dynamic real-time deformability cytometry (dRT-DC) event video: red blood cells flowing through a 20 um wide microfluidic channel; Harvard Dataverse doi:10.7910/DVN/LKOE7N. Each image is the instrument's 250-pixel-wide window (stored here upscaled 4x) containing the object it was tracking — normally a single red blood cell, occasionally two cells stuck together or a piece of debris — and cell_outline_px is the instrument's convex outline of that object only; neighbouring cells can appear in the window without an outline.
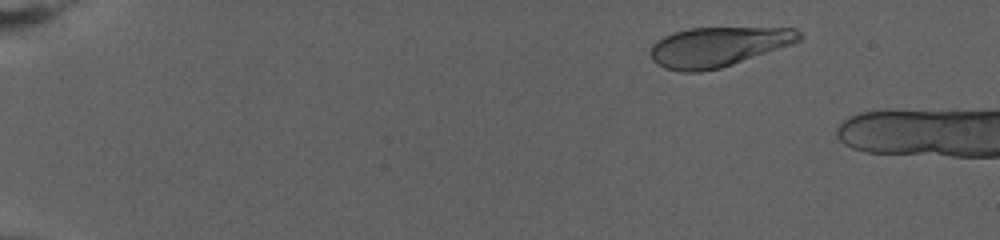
{"species": "human", "species_latin": "Homo sapiens", "temperature_condition": "warm", "stored_images_in_passage": 72, "camera_frame_rate_fps": 3000, "um_per_image_px": 0.085, "donor": {"sex": "female"}, "frame": {"image": 1, "passage_image": 9, "time_ms": 2.667, "image_size_px": [1000, 240], "cell_outline_px": [[804, 36], [800, 40], [792, 44], [720, 68], [700, 72], [684, 72], [664, 68], [656, 64], [652, 60], [652, 44], [656, 40], [672, 32], [688, 28], [796, 28]], "centroid_in_image_um": [61.02, 3.97], "position_along_channel_um": 24.0, "area_um2": 34.28}}
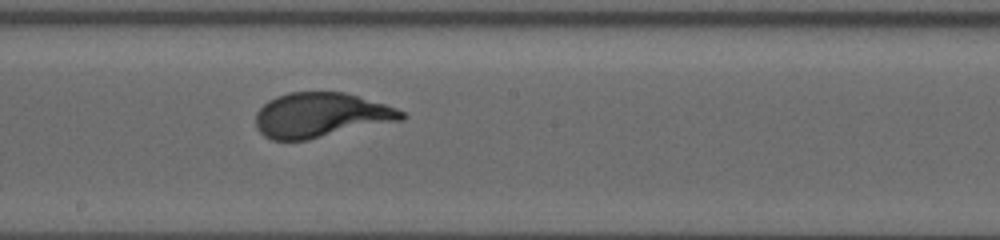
{"frame": {"image": 2, "passage_image": 45, "time_ms": 14.667, "image_size_px": [1000, 240], "cell_outline_px": [[408, 116], [404, 120], [308, 140], [272, 140], [264, 136], [256, 128], [256, 112], [268, 100], [276, 96], [288, 92], [344, 92], [384, 104], [396, 108], [404, 112]], "centroid_in_image_um": [27.28, 9.79], "position_along_channel_um": 220.9, "area_um2": 38.21}}
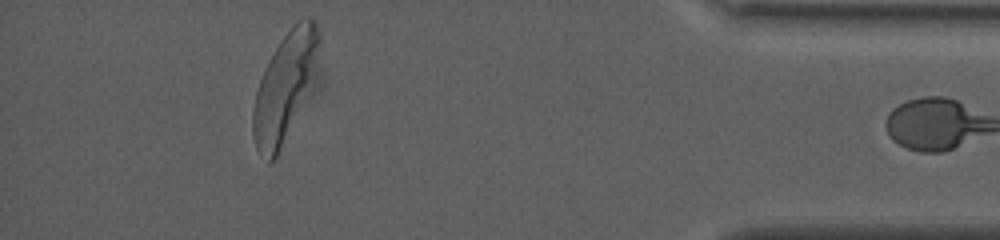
{"frame": {"image": 3, "passage_image": 71, "time_ms": 23.333, "image_size_px": [1000, 240], "cell_outline_px": [[320, 40], [304, 84], [276, 156], [268, 164], [256, 148], [252, 136], [252, 108], [256, 92], [260, 80], [276, 48], [284, 36], [296, 20], [308, 16], [312, 16], [316, 20], [320, 32]], "centroid_in_image_um": [24.06, 7.29], "position_along_channel_um": 411.1, "area_um2": 37.4}}